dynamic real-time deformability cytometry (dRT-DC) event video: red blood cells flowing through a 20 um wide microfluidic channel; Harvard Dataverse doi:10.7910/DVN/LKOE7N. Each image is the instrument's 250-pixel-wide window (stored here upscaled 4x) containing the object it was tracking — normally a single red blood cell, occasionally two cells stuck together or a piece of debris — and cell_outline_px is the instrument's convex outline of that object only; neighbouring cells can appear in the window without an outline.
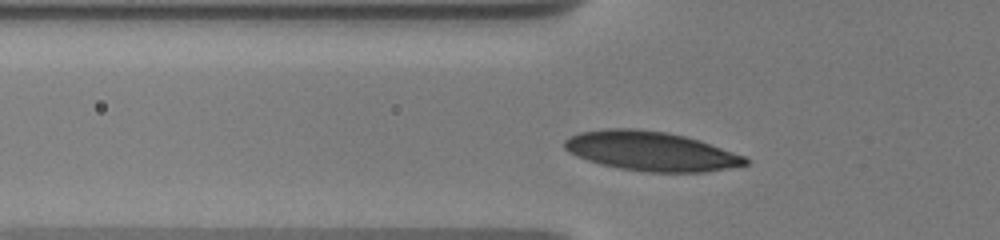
{"species": "human", "species_latin": "Homo sapiens", "temperature_condition": "warm", "stored_images_in_passage": 14, "camera_frame_rate_fps": 3000, "um_per_image_px": 0.085, "donor": {"sex": "male"}, "frame": {"image": 1, "passage_image": 6, "time_ms": 3.0, "image_size_px": [1000, 240], "cell_outline_px": [[748, 164], [704, 172], [648, 172], [620, 168], [600, 164], [576, 156], [568, 152], [564, 148], [564, 140], [568, 136], [580, 132], [608, 128], [636, 128], [668, 132], [700, 140], [744, 156], [748, 160]], "centroid_in_image_um": [55.28, 12.84], "position_along_channel_um": 70.5, "area_um2": 41.44}}
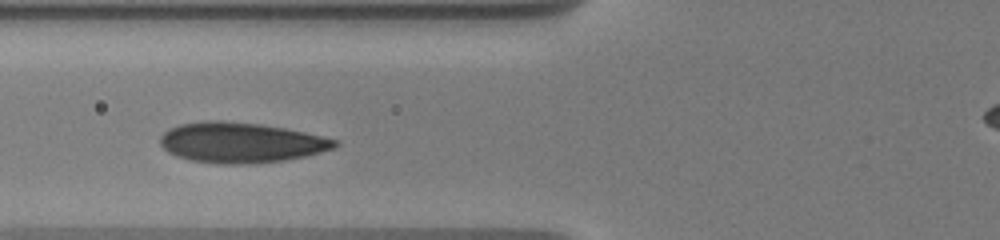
{"frame": {"image": 2, "passage_image": 9, "time_ms": 4.0, "image_size_px": [1000, 240], "cell_outline_px": [[340, 144], [336, 148], [308, 156], [284, 160], [256, 164], [220, 164], [192, 160], [176, 156], [168, 152], [160, 144], [160, 136], [168, 128], [180, 124], [204, 120], [224, 120], [260, 124], [284, 128], [304, 132], [336, 140]], "centroid_in_image_um": [20.47, 12.12], "position_along_channel_um": 105.3, "area_um2": 41.33}}
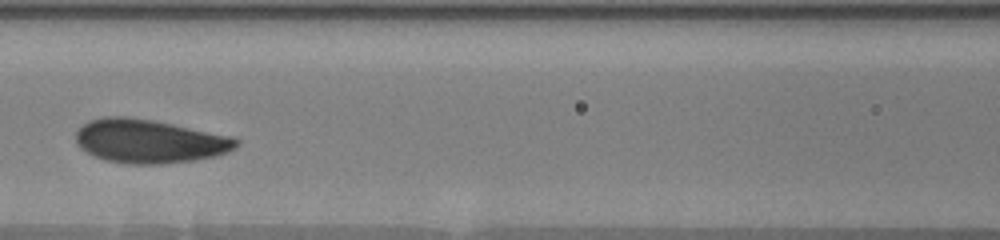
{"frame": {"image": 3, "passage_image": 13, "time_ms": 5.333, "image_size_px": [1000, 240], "cell_outline_px": [[240, 144], [236, 148], [228, 152], [216, 156], [196, 160], [160, 164], [128, 164], [104, 160], [80, 148], [76, 144], [76, 132], [88, 120], [104, 116], [128, 116], [152, 120], [236, 136], [240, 140]], "centroid_in_image_um": [12.75, 12.0], "position_along_channel_um": 153.9, "area_um2": 41.33}}